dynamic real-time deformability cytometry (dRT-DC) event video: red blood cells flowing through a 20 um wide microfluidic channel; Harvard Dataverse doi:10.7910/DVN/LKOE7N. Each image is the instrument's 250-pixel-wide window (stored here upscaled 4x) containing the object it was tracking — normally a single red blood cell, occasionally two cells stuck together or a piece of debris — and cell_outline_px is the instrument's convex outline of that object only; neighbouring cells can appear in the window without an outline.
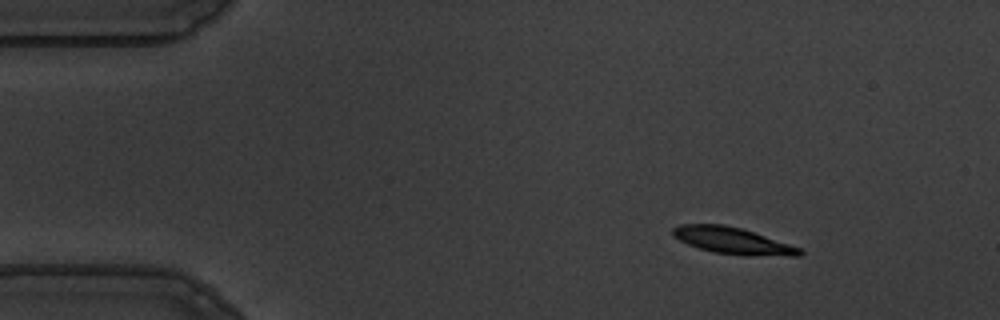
{"species": "common noctule bat (a hibernating species)", "species_latin": "Nyctalus noctula", "temperature_condition": "warm", "stored_images_in_passage": 50, "camera_frame_rate_fps": 3000, "um_per_image_px": 0.085, "animal": {"sex": "male", "body_mass_g": 19.5, "forearm_length_mm": 54.6}, "frame": {"image": 1, "passage_image": 1, "time_ms": 0.0, "image_size_px": [1000, 320], "cell_outline_px": [[804, 252], [800, 256], [744, 256], [712, 252], [688, 244], [672, 236], [672, 228], [680, 224], [724, 224], [740, 228], [800, 248]], "centroid_in_image_um": [62.25, 20.47], "position_along_channel_um": 22.7, "area_um2": 19.59}}
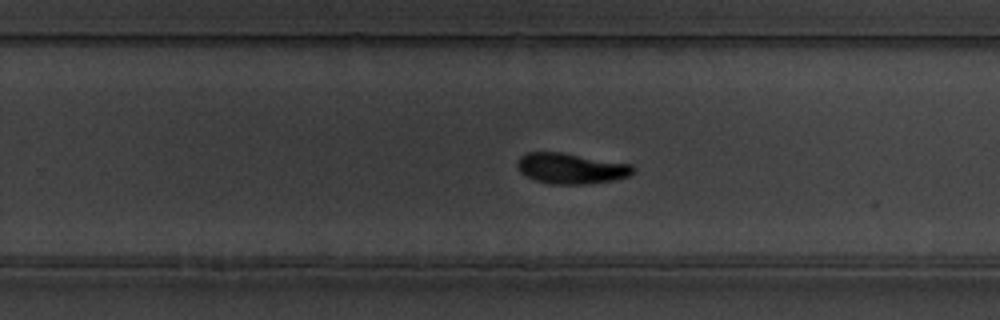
{"frame": {"image": 2, "passage_image": 29, "time_ms": 9.333, "image_size_px": [1000, 320], "cell_outline_px": [[636, 172], [628, 176], [612, 180], [584, 184], [548, 184], [524, 176], [520, 172], [516, 164], [516, 160], [524, 152], [560, 152], [632, 164], [636, 168]], "centroid_in_image_um": [48.51, 14.31], "position_along_channel_um": 281.3, "area_um2": 20.87}}
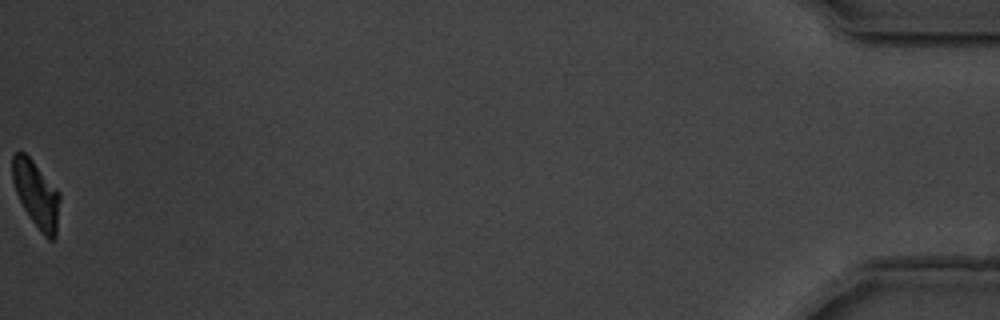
{"frame": {"image": 3, "passage_image": 50, "time_ms": 16.333, "image_size_px": [1000, 320], "cell_outline_px": [[60, 200], [56, 236], [52, 240], [48, 240], [40, 232], [24, 208], [16, 192], [12, 180], [12, 152], [24, 152], [32, 160], [60, 192]], "centroid_in_image_um": [3.09, 16.51], "position_along_channel_um": 432.1, "area_um2": 18.32}, "authors_computed_cell_mechanics": {"area_um2": 20.4612, "velocity_mm_per_s": 3.5778, "shape_relaxation_time_tau1_ms": 3.4282, "shape_relaxation_time_tau2_ms": 3.1827, "deformation_change_tau1": 0.1495, "deformation_change_tau2": 0.0749}}